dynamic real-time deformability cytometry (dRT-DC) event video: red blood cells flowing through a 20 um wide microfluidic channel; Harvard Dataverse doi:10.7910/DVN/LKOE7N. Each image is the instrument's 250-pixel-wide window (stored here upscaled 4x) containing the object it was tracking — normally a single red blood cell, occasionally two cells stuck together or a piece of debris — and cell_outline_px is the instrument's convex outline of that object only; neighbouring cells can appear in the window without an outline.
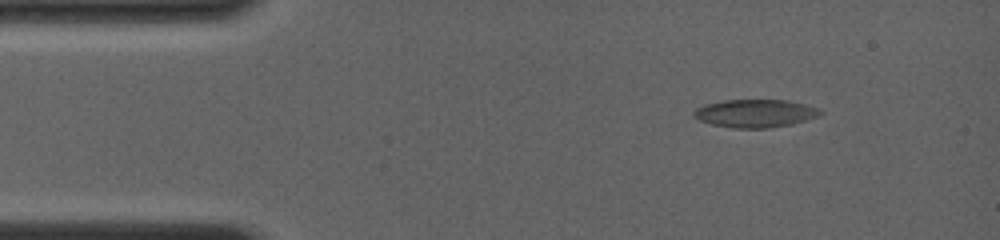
{"species": "common noctule bat (a hibernating species)", "species_latin": "Nyctalus noctula", "temperature_condition": "room temperature", "stored_images_in_passage": 6, "camera_frame_rate_fps": 4000, "um_per_image_px": 0.085, "animal": {"sex": "female", "body_mass_g": 19.0, "forearm_length_mm": 56.7}, "frame": {"image": 1, "passage_image": 3, "time_ms": 1.5, "image_size_px": [1000, 240], "cell_outline_px": [[824, 112], [820, 116], [792, 124], [768, 128], [732, 128], [712, 124], [700, 120], [692, 116], [692, 112], [696, 108], [704, 104], [724, 100], [788, 100], [820, 108]], "centroid_in_image_um": [64.2, 9.63], "position_along_channel_um": 20.8, "area_um2": 20.81}}
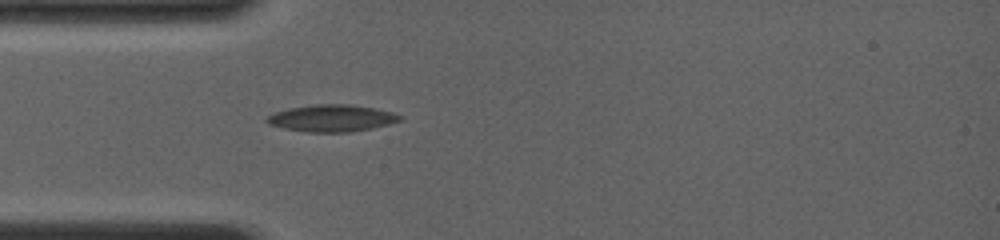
{"frame": {"image": 2, "passage_image": 6, "time_ms": 4.0, "image_size_px": [1000, 240], "cell_outline_px": [[404, 116], [400, 120], [388, 124], [372, 128], [348, 132], [308, 132], [284, 128], [268, 124], [264, 120], [268, 116], [276, 112], [288, 108], [312, 104], [348, 104], [372, 108], [392, 112]], "centroid_in_image_um": [28.18, 10.04], "position_along_channel_um": 56.8, "area_um2": 20.75}}